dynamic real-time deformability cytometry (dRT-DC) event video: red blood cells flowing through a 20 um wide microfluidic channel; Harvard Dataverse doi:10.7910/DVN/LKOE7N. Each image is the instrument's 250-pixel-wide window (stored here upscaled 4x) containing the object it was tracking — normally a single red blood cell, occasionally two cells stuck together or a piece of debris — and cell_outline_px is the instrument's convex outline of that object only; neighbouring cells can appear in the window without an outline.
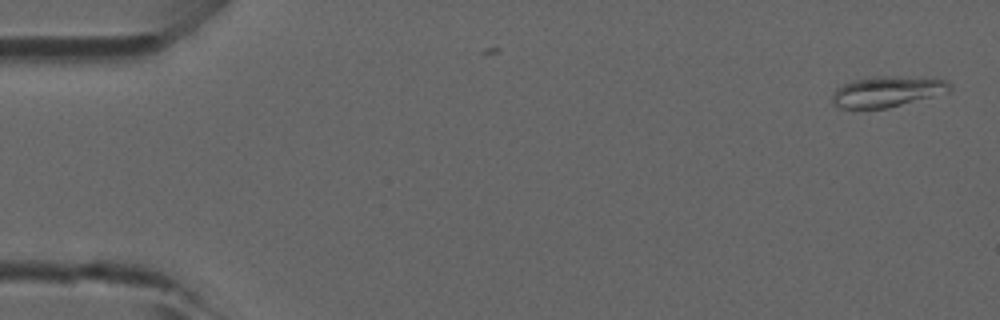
{"species": "common noctule bat (a hibernating species)", "species_latin": "Nyctalus noctula", "temperature_condition": "room temperature", "stored_images_in_passage": 4, "camera_frame_rate_fps": 3000, "um_per_image_px": 0.085, "animal": {"sex": "male", "forearm_length_mm": 52.5}, "frame": {"image": 1, "passage_image": 1, "time_ms": 0.0, "image_size_px": [1000, 320], "cell_outline_px": [[952, 88], [948, 92], [888, 108], [840, 108], [832, 104], [832, 96], [836, 88], [844, 84], [856, 80], [872, 76], [896, 76], [948, 80], [952, 84]], "centroid_in_image_um": [75.41, 7.78], "position_along_channel_um": 9.6, "area_um2": 20.92}}